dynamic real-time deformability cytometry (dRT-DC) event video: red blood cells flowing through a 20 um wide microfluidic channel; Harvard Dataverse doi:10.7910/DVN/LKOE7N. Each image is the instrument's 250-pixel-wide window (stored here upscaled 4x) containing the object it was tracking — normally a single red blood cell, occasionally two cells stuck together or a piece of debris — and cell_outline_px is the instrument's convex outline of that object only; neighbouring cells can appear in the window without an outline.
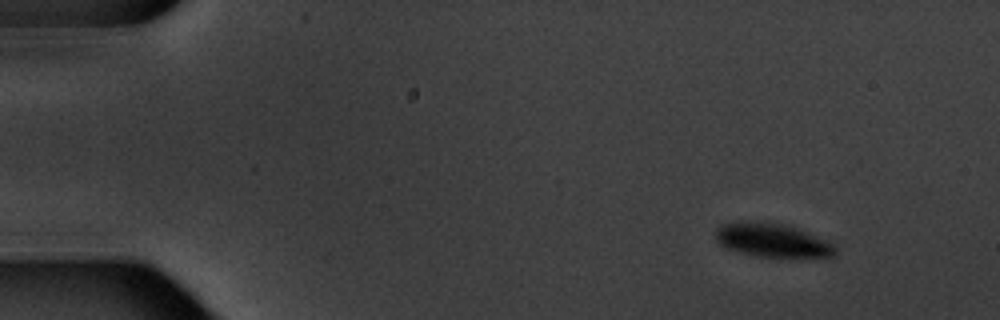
{"species": "common noctule bat (a hibernating species)", "species_latin": "Nyctalus noctula", "temperature_condition": "warm", "stored_images_in_passage": 5, "camera_frame_rate_fps": 3000, "um_per_image_px": 0.085, "animal": {"sex": "male", "body_mass_g": 20.1, "forearm_length_mm": 53.5}, "frame": {"image": 1, "passage_image": 1, "time_ms": 0.0, "image_size_px": [1000, 320], "cell_outline_px": [[836, 252], [832, 256], [756, 256], [724, 248], [716, 240], [716, 232], [724, 224], [792, 224], [832, 244], [836, 248]], "centroid_in_image_um": [65.68, 20.45], "position_along_channel_um": 19.3, "area_um2": 22.31}}
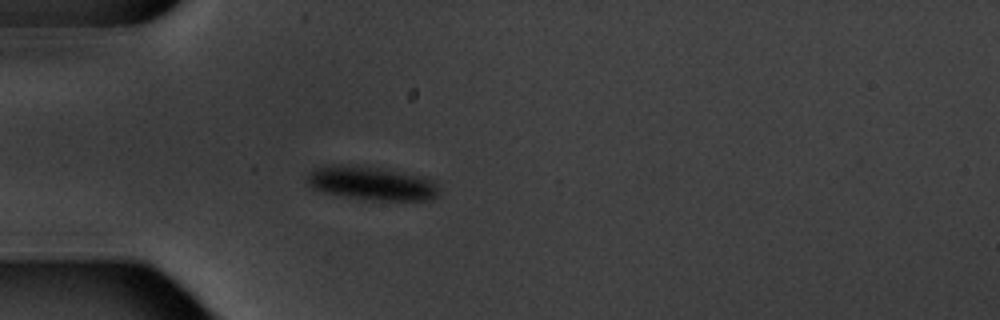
{"frame": {"image": 2, "passage_image": 4, "time_ms": 3.667, "image_size_px": [1000, 320], "cell_outline_px": [[440, 196], [432, 200], [368, 200], [324, 192], [312, 188], [308, 184], [308, 172], [324, 164], [356, 164], [384, 168], [428, 176], [436, 184], [440, 192]], "centroid_in_image_um": [31.63, 15.55], "position_along_channel_um": 53.4, "area_um2": 26.65}}